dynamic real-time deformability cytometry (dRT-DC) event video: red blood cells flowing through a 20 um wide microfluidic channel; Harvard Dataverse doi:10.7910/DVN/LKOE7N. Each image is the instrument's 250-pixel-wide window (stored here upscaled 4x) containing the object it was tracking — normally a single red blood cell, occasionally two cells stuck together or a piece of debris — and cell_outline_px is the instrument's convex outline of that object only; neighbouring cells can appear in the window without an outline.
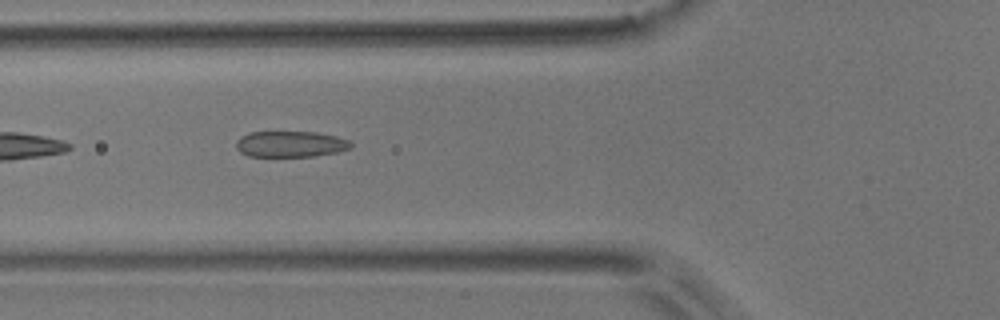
{"species": "common noctule bat (a hibernating species)", "species_latin": "Nyctalus noctula", "temperature_condition": "room temperature", "stored_images_in_passage": 7, "camera_frame_rate_fps": 3000, "um_per_image_px": 0.085, "animal": {"sex": "male", "body_mass_g": 17.9}, "frame": {"image": 1, "passage_image": 6, "time_ms": 1.667, "image_size_px": [1000, 320], "cell_outline_px": [[352, 148], [336, 152], [316, 156], [248, 156], [240, 152], [236, 148], [236, 140], [240, 136], [252, 132], [316, 132], [336, 136], [348, 140], [352, 144]], "centroid_in_image_um": [24.68, 12.25], "position_along_channel_um": 101.1, "area_um2": 17.4}}
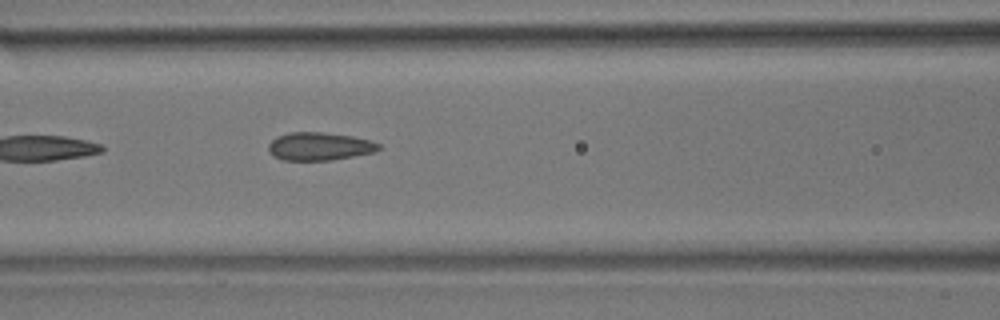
{"frame": {"image": 2, "passage_image": 7, "time_ms": 2.0, "image_size_px": [1000, 320], "cell_outline_px": [[380, 148], [376, 152], [332, 160], [284, 160], [272, 156], [268, 152], [268, 144], [276, 136], [288, 132], [320, 132], [352, 136], [372, 140], [380, 144]], "centroid_in_image_um": [27.14, 12.44], "position_along_channel_um": 139.5, "area_um2": 18.21}}